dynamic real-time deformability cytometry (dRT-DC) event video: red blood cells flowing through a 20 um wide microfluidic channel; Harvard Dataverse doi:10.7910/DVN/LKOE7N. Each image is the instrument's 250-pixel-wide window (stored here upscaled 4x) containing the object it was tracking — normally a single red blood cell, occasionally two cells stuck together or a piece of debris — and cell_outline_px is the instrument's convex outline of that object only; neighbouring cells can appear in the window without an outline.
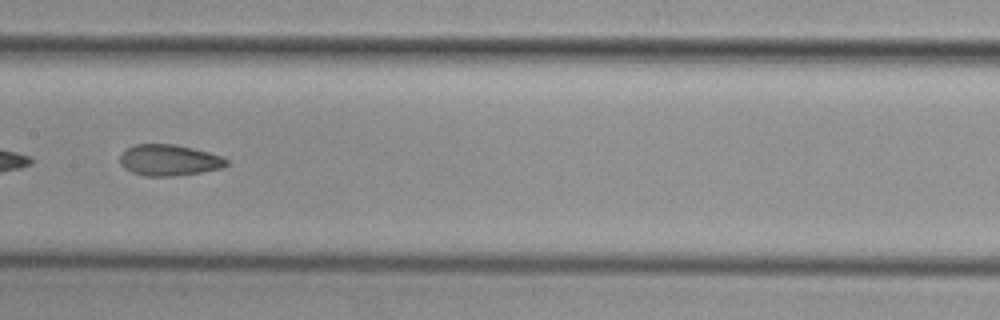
{"species": "common noctule bat (a hibernating species)", "species_latin": "Nyctalus noctula", "temperature_condition": "cold", "stored_images_in_passage": 32, "camera_frame_rate_fps": 3000, "um_per_image_px": 0.085, "animal": {"sex": "female", "body_mass_g": 29.2, "forearm_length_mm": 56.3}, "frame": {"image": 1, "passage_image": 26, "time_ms": 8.333, "image_size_px": [1000, 320], "cell_outline_px": [[228, 164], [224, 168], [176, 176], [144, 176], [132, 172], [124, 168], [120, 164], [120, 156], [128, 148], [136, 144], [176, 144], [208, 152], [220, 156], [228, 160]], "centroid_in_image_um": [14.38, 13.62], "position_along_channel_um": 193.0, "area_um2": 19.31}}
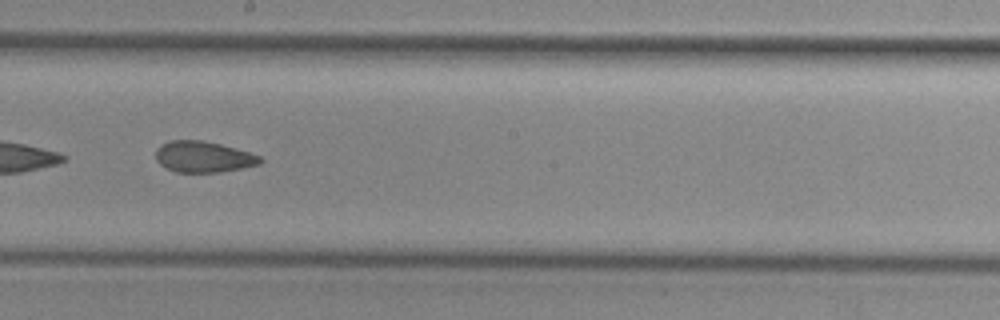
{"frame": {"image": 2, "passage_image": 29, "time_ms": 9.333, "image_size_px": [1000, 320], "cell_outline_px": [[264, 160], [260, 164], [220, 172], [176, 172], [164, 168], [156, 160], [156, 148], [160, 144], [168, 140], [200, 140], [220, 144], [248, 152], [260, 156]], "centroid_in_image_um": [17.24, 13.33], "position_along_channel_um": 231.0, "area_um2": 18.96}}